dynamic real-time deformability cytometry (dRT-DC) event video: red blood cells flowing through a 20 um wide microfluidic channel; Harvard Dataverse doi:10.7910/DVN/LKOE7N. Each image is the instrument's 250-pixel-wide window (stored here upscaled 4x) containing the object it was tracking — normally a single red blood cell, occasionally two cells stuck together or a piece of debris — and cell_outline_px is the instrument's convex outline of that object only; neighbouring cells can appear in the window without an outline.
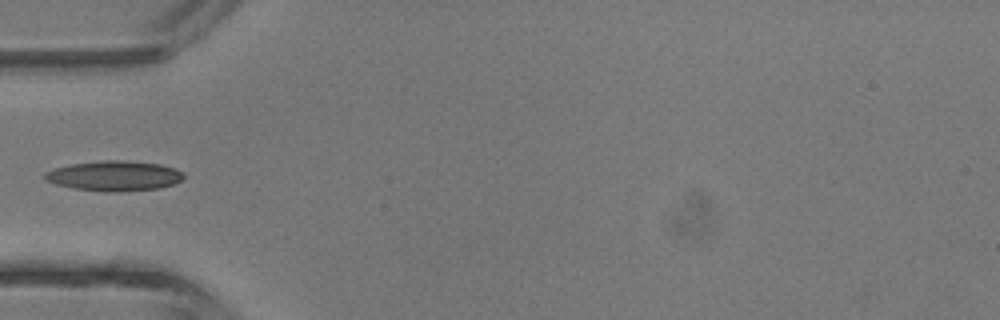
{"species": "common noctule bat (a hibernating species)", "species_latin": "Nyctalus noctula", "temperature_condition": "room temperature", "stored_images_in_passage": 5, "camera_frame_rate_fps": 3000, "um_per_image_px": 0.085, "animal": {"sex": "male", "body_mass_g": 13.3}, "frame": {"image": 1, "passage_image": 5, "time_ms": 4.667, "image_size_px": [1000, 320], "cell_outline_px": [[184, 176], [180, 180], [172, 184], [160, 188], [120, 192], [108, 192], [72, 188], [56, 184], [44, 180], [44, 172], [56, 168], [72, 164], [100, 160], [120, 160], [160, 164], [176, 168], [184, 172]], "centroid_in_image_um": [9.71, 14.95], "position_along_channel_um": 75.3, "area_um2": 24.39}}